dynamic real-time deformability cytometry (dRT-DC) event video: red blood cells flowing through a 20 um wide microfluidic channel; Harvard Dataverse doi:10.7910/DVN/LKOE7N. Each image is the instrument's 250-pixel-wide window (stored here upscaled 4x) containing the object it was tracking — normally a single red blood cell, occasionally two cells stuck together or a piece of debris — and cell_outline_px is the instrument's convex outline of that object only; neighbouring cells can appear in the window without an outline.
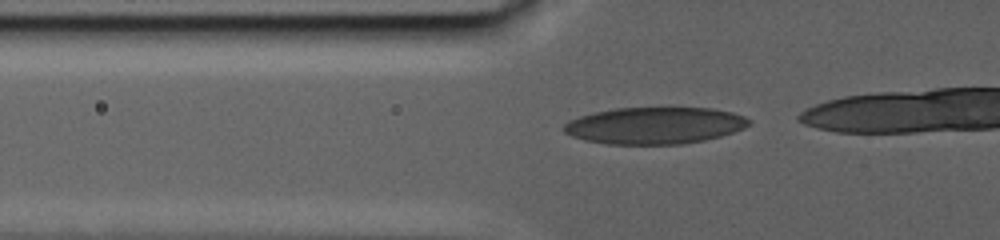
{"species": "human", "species_latin": "Homo sapiens", "temperature_condition": "warm", "stored_images_in_passage": 65, "camera_frame_rate_fps": 3000, "um_per_image_px": 0.085, "donor": {"sex": "male"}, "frame": {"image": 1, "passage_image": 28, "time_ms": 9.0, "image_size_px": [1000, 240], "cell_outline_px": [[752, 124], [744, 128], [720, 136], [704, 140], [680, 144], [608, 144], [584, 140], [572, 136], [564, 132], [564, 124], [568, 120], [580, 116], [596, 112], [616, 108], [712, 108], [732, 112], [744, 116], [752, 120]], "centroid_in_image_um": [55.67, 10.67], "position_along_channel_um": 70.1, "area_um2": 39.65}}
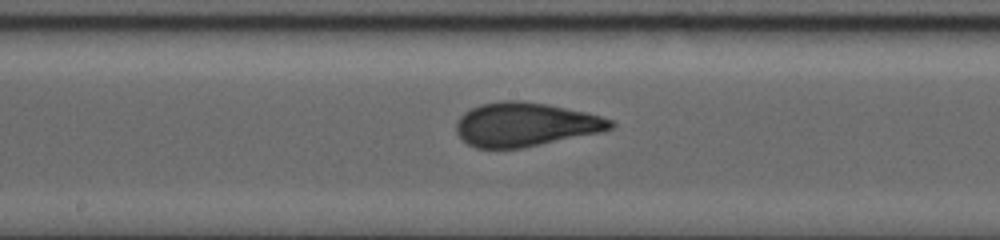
{"frame": {"image": 2, "passage_image": 46, "time_ms": 15.0, "image_size_px": [1000, 240], "cell_outline_px": [[616, 124], [612, 128], [600, 132], [524, 148], [476, 148], [460, 140], [456, 132], [456, 120], [464, 112], [480, 104], [500, 100], [520, 100], [548, 104], [584, 112], [600, 116], [612, 120]], "centroid_in_image_um": [44.61, 10.58], "position_along_channel_um": 203.6, "area_um2": 39.65}}
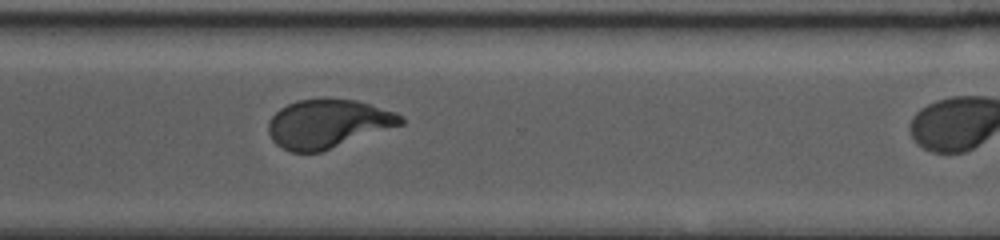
{"frame": {"image": 3, "passage_image": 64, "time_ms": 21.0, "image_size_px": [1000, 240], "cell_outline_px": [[404, 124], [320, 152], [292, 152], [276, 144], [272, 140], [268, 132], [268, 120], [280, 108], [296, 100], [356, 100], [396, 112], [404, 116]], "centroid_in_image_um": [27.88, 10.53], "position_along_channel_um": 342.7, "area_um2": 37.17}}